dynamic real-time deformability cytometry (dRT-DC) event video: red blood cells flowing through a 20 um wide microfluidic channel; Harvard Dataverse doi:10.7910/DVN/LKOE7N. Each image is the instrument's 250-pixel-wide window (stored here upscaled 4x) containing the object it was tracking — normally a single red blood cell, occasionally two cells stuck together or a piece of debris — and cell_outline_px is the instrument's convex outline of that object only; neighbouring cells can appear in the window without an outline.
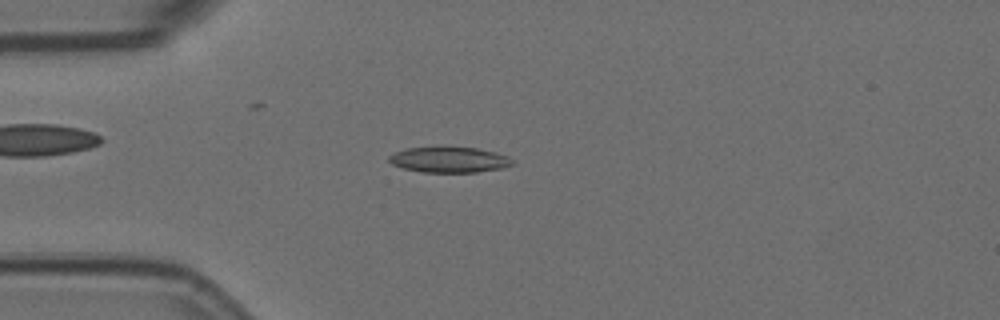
{"species": "Egyptian fruit bat (a non-hibernating species)", "species_latin": "Rousettus aegyptiacus", "temperature_condition": "room temperature", "stored_images_in_passage": 36, "camera_frame_rate_fps": 3000, "um_per_image_px": 0.085, "animal": {"sex": "female"}, "frame": {"image": 1, "passage_image": 3, "time_ms": 0.667, "image_size_px": [1000, 320], "cell_outline_px": [[512, 164], [504, 168], [476, 172], [424, 172], [404, 168], [392, 164], [388, 160], [388, 156], [404, 148], [436, 144], [444, 144], [476, 148], [496, 152], [508, 156], [512, 160]], "centroid_in_image_um": [38.15, 13.52], "position_along_channel_um": 46.9, "area_um2": 19.25}}
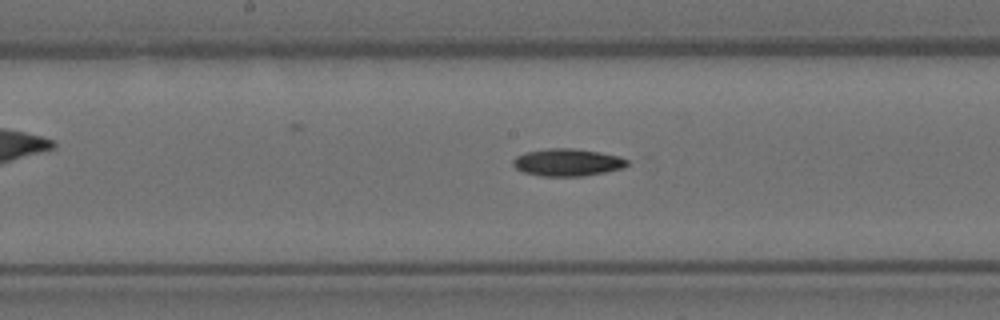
{"frame": {"image": 2, "passage_image": 17, "time_ms": 5.333, "image_size_px": [1000, 320], "cell_outline_px": [[628, 164], [624, 168], [584, 176], [540, 176], [524, 172], [516, 168], [512, 164], [512, 160], [516, 156], [524, 152], [548, 148], [572, 148], [600, 152], [620, 156], [628, 160]], "centroid_in_image_um": [48.22, 13.8], "position_along_channel_um": 200.0, "area_um2": 18.32}}
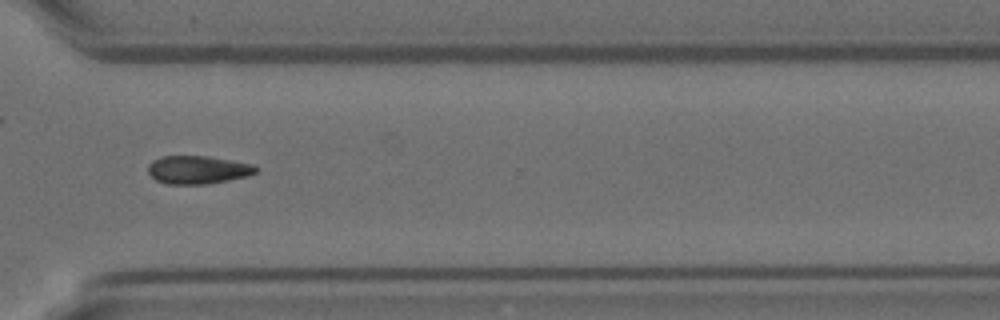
{"frame": {"image": 3, "passage_image": 30, "time_ms": 9.667, "image_size_px": [1000, 320], "cell_outline_px": [[260, 168], [256, 172], [248, 176], [208, 184], [168, 184], [156, 180], [148, 172], [148, 164], [152, 160], [160, 156], [208, 156], [252, 164]], "centroid_in_image_um": [16.81, 14.43], "position_along_channel_um": 353.8, "area_um2": 17.74}}